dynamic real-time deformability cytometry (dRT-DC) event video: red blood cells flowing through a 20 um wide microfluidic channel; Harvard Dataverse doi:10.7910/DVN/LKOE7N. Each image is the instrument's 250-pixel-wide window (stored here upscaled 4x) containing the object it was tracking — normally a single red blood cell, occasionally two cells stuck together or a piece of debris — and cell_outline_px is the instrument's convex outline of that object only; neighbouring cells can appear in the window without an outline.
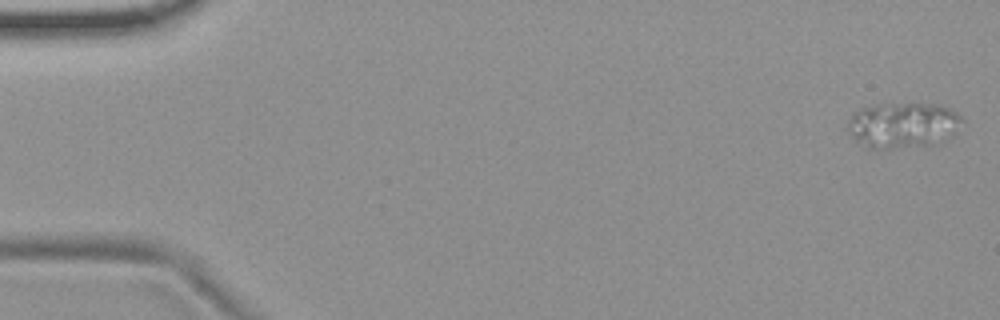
{"species": "common noctule bat (a hibernating species)", "species_latin": "Nyctalus noctula", "temperature_condition": "room temperature", "stored_images_in_passage": 6, "camera_frame_rate_fps": 3000, "um_per_image_px": 0.085, "animal": {"sex": "female", "body_mass_g": 19.9}, "frame": {"image": 1, "passage_image": 1, "time_ms": 0.0, "image_size_px": [1000, 320], "cell_outline_px": [[964, 120], [956, 132], [936, 144], [888, 148], [868, 148], [856, 140], [848, 132], [848, 120], [856, 112], [864, 108], [880, 104], [916, 100], [940, 104], [956, 112]], "centroid_in_image_um": [76.8, 10.58], "position_along_channel_um": 8.2, "area_um2": 30.87}}
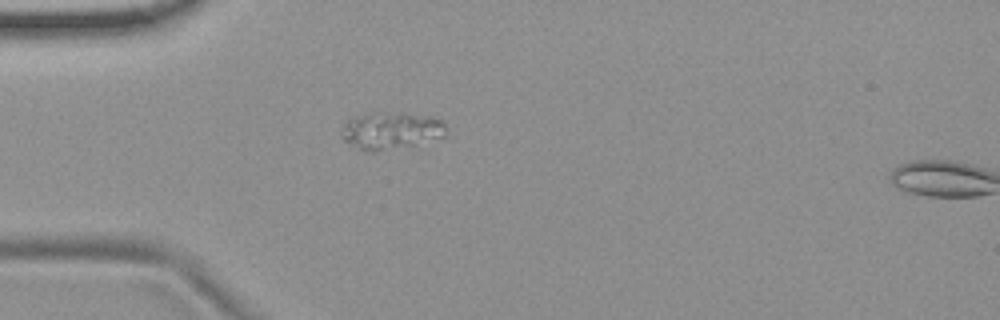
{"frame": {"image": 2, "passage_image": 5, "time_ms": 4.667, "image_size_px": [1000, 320], "cell_outline_px": [[448, 136], [376, 152], [372, 152], [360, 148], [344, 140], [340, 136], [340, 132], [348, 120], [356, 116], [368, 112], [404, 112], [432, 116], [440, 120], [444, 124]], "centroid_in_image_um": [33.25, 11.06], "position_along_channel_um": 51.8, "area_um2": 22.66}}